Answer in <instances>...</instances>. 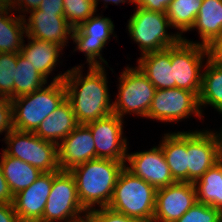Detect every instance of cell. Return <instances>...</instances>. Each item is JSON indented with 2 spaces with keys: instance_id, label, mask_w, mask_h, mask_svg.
Returning a JSON list of instances; mask_svg holds the SVG:
<instances>
[{
  "instance_id": "6da1fadb",
  "label": "cell",
  "mask_w": 222,
  "mask_h": 222,
  "mask_svg": "<svg viewBox=\"0 0 222 222\" xmlns=\"http://www.w3.org/2000/svg\"><path fill=\"white\" fill-rule=\"evenodd\" d=\"M83 66L72 67L63 79L66 99L71 103L79 124H87L113 113L107 69L105 66L88 67L83 75Z\"/></svg>"
},
{
  "instance_id": "7a4b0ae2",
  "label": "cell",
  "mask_w": 222,
  "mask_h": 222,
  "mask_svg": "<svg viewBox=\"0 0 222 222\" xmlns=\"http://www.w3.org/2000/svg\"><path fill=\"white\" fill-rule=\"evenodd\" d=\"M124 167V162L97 158L69 170L75 178L78 197L86 211L109 205Z\"/></svg>"
},
{
  "instance_id": "3957f363",
  "label": "cell",
  "mask_w": 222,
  "mask_h": 222,
  "mask_svg": "<svg viewBox=\"0 0 222 222\" xmlns=\"http://www.w3.org/2000/svg\"><path fill=\"white\" fill-rule=\"evenodd\" d=\"M59 73L44 87L11 100L13 129L34 132L46 117L66 99L64 77Z\"/></svg>"
},
{
  "instance_id": "277c9868",
  "label": "cell",
  "mask_w": 222,
  "mask_h": 222,
  "mask_svg": "<svg viewBox=\"0 0 222 222\" xmlns=\"http://www.w3.org/2000/svg\"><path fill=\"white\" fill-rule=\"evenodd\" d=\"M157 189L125 167L120 172L114 187L112 199L107 206L140 222H152Z\"/></svg>"
},
{
  "instance_id": "5b68a950",
  "label": "cell",
  "mask_w": 222,
  "mask_h": 222,
  "mask_svg": "<svg viewBox=\"0 0 222 222\" xmlns=\"http://www.w3.org/2000/svg\"><path fill=\"white\" fill-rule=\"evenodd\" d=\"M133 15L127 21L130 38L139 46L141 55L174 46L182 38L172 29L166 13L134 8Z\"/></svg>"
},
{
  "instance_id": "8992f818",
  "label": "cell",
  "mask_w": 222,
  "mask_h": 222,
  "mask_svg": "<svg viewBox=\"0 0 222 222\" xmlns=\"http://www.w3.org/2000/svg\"><path fill=\"white\" fill-rule=\"evenodd\" d=\"M118 94L113 101V113L125 120V115L147 118L156 89L137 66L127 65L117 78Z\"/></svg>"
},
{
  "instance_id": "52a82bcc",
  "label": "cell",
  "mask_w": 222,
  "mask_h": 222,
  "mask_svg": "<svg viewBox=\"0 0 222 222\" xmlns=\"http://www.w3.org/2000/svg\"><path fill=\"white\" fill-rule=\"evenodd\" d=\"M3 140L7 145L2 151L34 166L42 173L60 171L57 145L45 141L34 132L11 129Z\"/></svg>"
},
{
  "instance_id": "ba28073f",
  "label": "cell",
  "mask_w": 222,
  "mask_h": 222,
  "mask_svg": "<svg viewBox=\"0 0 222 222\" xmlns=\"http://www.w3.org/2000/svg\"><path fill=\"white\" fill-rule=\"evenodd\" d=\"M86 213L74 176L69 171H53L52 188L39 222H85Z\"/></svg>"
},
{
  "instance_id": "9c48e42d",
  "label": "cell",
  "mask_w": 222,
  "mask_h": 222,
  "mask_svg": "<svg viewBox=\"0 0 222 222\" xmlns=\"http://www.w3.org/2000/svg\"><path fill=\"white\" fill-rule=\"evenodd\" d=\"M209 57L207 46L199 43H190L181 39L171 46L173 88L194 92L199 97L204 63Z\"/></svg>"
},
{
  "instance_id": "30bf717a",
  "label": "cell",
  "mask_w": 222,
  "mask_h": 222,
  "mask_svg": "<svg viewBox=\"0 0 222 222\" xmlns=\"http://www.w3.org/2000/svg\"><path fill=\"white\" fill-rule=\"evenodd\" d=\"M114 28L115 25L111 18L103 17L102 14L101 16L98 14L92 15L78 27L73 28L71 40L76 45L73 52L79 50V52L85 54L87 67H102L105 65L109 67L108 62L102 56V50L109 43L111 35L117 38Z\"/></svg>"
},
{
  "instance_id": "8fae6325",
  "label": "cell",
  "mask_w": 222,
  "mask_h": 222,
  "mask_svg": "<svg viewBox=\"0 0 222 222\" xmlns=\"http://www.w3.org/2000/svg\"><path fill=\"white\" fill-rule=\"evenodd\" d=\"M204 120L199 106V97L180 88L157 89L149 112L148 119L159 122L178 123L191 116Z\"/></svg>"
},
{
  "instance_id": "7c38bea8",
  "label": "cell",
  "mask_w": 222,
  "mask_h": 222,
  "mask_svg": "<svg viewBox=\"0 0 222 222\" xmlns=\"http://www.w3.org/2000/svg\"><path fill=\"white\" fill-rule=\"evenodd\" d=\"M125 121L116 114L88 122L97 158L126 162L129 141L123 136Z\"/></svg>"
},
{
  "instance_id": "4fadbf2b",
  "label": "cell",
  "mask_w": 222,
  "mask_h": 222,
  "mask_svg": "<svg viewBox=\"0 0 222 222\" xmlns=\"http://www.w3.org/2000/svg\"><path fill=\"white\" fill-rule=\"evenodd\" d=\"M187 131L188 182L195 183L221 160L219 142L212 129Z\"/></svg>"
},
{
  "instance_id": "5bb4252c",
  "label": "cell",
  "mask_w": 222,
  "mask_h": 222,
  "mask_svg": "<svg viewBox=\"0 0 222 222\" xmlns=\"http://www.w3.org/2000/svg\"><path fill=\"white\" fill-rule=\"evenodd\" d=\"M125 168L156 189L176 182L159 145L145 151L127 152Z\"/></svg>"
},
{
  "instance_id": "9a60e30c",
  "label": "cell",
  "mask_w": 222,
  "mask_h": 222,
  "mask_svg": "<svg viewBox=\"0 0 222 222\" xmlns=\"http://www.w3.org/2000/svg\"><path fill=\"white\" fill-rule=\"evenodd\" d=\"M197 203L194 183L175 182L157 189L152 222H175Z\"/></svg>"
},
{
  "instance_id": "2e32d148",
  "label": "cell",
  "mask_w": 222,
  "mask_h": 222,
  "mask_svg": "<svg viewBox=\"0 0 222 222\" xmlns=\"http://www.w3.org/2000/svg\"><path fill=\"white\" fill-rule=\"evenodd\" d=\"M28 15L27 19L24 17L27 36L45 40L63 48L68 46V40L72 38L73 28L67 23L64 16L42 12L38 9L30 11Z\"/></svg>"
},
{
  "instance_id": "e0dca14e",
  "label": "cell",
  "mask_w": 222,
  "mask_h": 222,
  "mask_svg": "<svg viewBox=\"0 0 222 222\" xmlns=\"http://www.w3.org/2000/svg\"><path fill=\"white\" fill-rule=\"evenodd\" d=\"M57 151L61 171H69L79 164L97 159L95 142L86 124H79L57 145Z\"/></svg>"
},
{
  "instance_id": "ac0fdd59",
  "label": "cell",
  "mask_w": 222,
  "mask_h": 222,
  "mask_svg": "<svg viewBox=\"0 0 222 222\" xmlns=\"http://www.w3.org/2000/svg\"><path fill=\"white\" fill-rule=\"evenodd\" d=\"M53 183V172L42 173L28 188L14 195V208L20 222H39L42 219Z\"/></svg>"
},
{
  "instance_id": "d6986e66",
  "label": "cell",
  "mask_w": 222,
  "mask_h": 222,
  "mask_svg": "<svg viewBox=\"0 0 222 222\" xmlns=\"http://www.w3.org/2000/svg\"><path fill=\"white\" fill-rule=\"evenodd\" d=\"M78 125L71 103L65 99L51 115L44 119L34 133L41 139L58 145Z\"/></svg>"
},
{
  "instance_id": "ffe728a7",
  "label": "cell",
  "mask_w": 222,
  "mask_h": 222,
  "mask_svg": "<svg viewBox=\"0 0 222 222\" xmlns=\"http://www.w3.org/2000/svg\"><path fill=\"white\" fill-rule=\"evenodd\" d=\"M25 37L28 38V43L23 42L20 53L49 82V76L56 70V66L60 62L59 58L63 56V47L27 35Z\"/></svg>"
},
{
  "instance_id": "44dd1931",
  "label": "cell",
  "mask_w": 222,
  "mask_h": 222,
  "mask_svg": "<svg viewBox=\"0 0 222 222\" xmlns=\"http://www.w3.org/2000/svg\"><path fill=\"white\" fill-rule=\"evenodd\" d=\"M159 142L176 182H188L187 131L164 133Z\"/></svg>"
},
{
  "instance_id": "7402d4cb",
  "label": "cell",
  "mask_w": 222,
  "mask_h": 222,
  "mask_svg": "<svg viewBox=\"0 0 222 222\" xmlns=\"http://www.w3.org/2000/svg\"><path fill=\"white\" fill-rule=\"evenodd\" d=\"M137 67L153 84L155 89L173 88L171 47L140 55Z\"/></svg>"
},
{
  "instance_id": "603a6c76",
  "label": "cell",
  "mask_w": 222,
  "mask_h": 222,
  "mask_svg": "<svg viewBox=\"0 0 222 222\" xmlns=\"http://www.w3.org/2000/svg\"><path fill=\"white\" fill-rule=\"evenodd\" d=\"M222 29V0H203L195 23L190 31L196 30L200 41H192L185 36L186 42L209 46L220 34Z\"/></svg>"
},
{
  "instance_id": "cb8c5ba5",
  "label": "cell",
  "mask_w": 222,
  "mask_h": 222,
  "mask_svg": "<svg viewBox=\"0 0 222 222\" xmlns=\"http://www.w3.org/2000/svg\"><path fill=\"white\" fill-rule=\"evenodd\" d=\"M222 114V60L210 58L202 72V87L199 95V106L202 115L207 106Z\"/></svg>"
},
{
  "instance_id": "d4e9b609",
  "label": "cell",
  "mask_w": 222,
  "mask_h": 222,
  "mask_svg": "<svg viewBox=\"0 0 222 222\" xmlns=\"http://www.w3.org/2000/svg\"><path fill=\"white\" fill-rule=\"evenodd\" d=\"M0 165L13 195L31 186L42 174L34 166L19 158L10 157L3 151L0 157Z\"/></svg>"
},
{
  "instance_id": "484cf974",
  "label": "cell",
  "mask_w": 222,
  "mask_h": 222,
  "mask_svg": "<svg viewBox=\"0 0 222 222\" xmlns=\"http://www.w3.org/2000/svg\"><path fill=\"white\" fill-rule=\"evenodd\" d=\"M194 186L198 203L222 212V159L198 179Z\"/></svg>"
},
{
  "instance_id": "4316f807",
  "label": "cell",
  "mask_w": 222,
  "mask_h": 222,
  "mask_svg": "<svg viewBox=\"0 0 222 222\" xmlns=\"http://www.w3.org/2000/svg\"><path fill=\"white\" fill-rule=\"evenodd\" d=\"M25 36L23 17L13 10L6 16L0 17V53H20Z\"/></svg>"
},
{
  "instance_id": "83f0119b",
  "label": "cell",
  "mask_w": 222,
  "mask_h": 222,
  "mask_svg": "<svg viewBox=\"0 0 222 222\" xmlns=\"http://www.w3.org/2000/svg\"><path fill=\"white\" fill-rule=\"evenodd\" d=\"M203 0H173L166 12L173 29L178 30V35L183 38L190 32L199 13Z\"/></svg>"
},
{
  "instance_id": "f1b7e54d",
  "label": "cell",
  "mask_w": 222,
  "mask_h": 222,
  "mask_svg": "<svg viewBox=\"0 0 222 222\" xmlns=\"http://www.w3.org/2000/svg\"><path fill=\"white\" fill-rule=\"evenodd\" d=\"M13 80L14 98L33 93L49 83L21 53H17V65Z\"/></svg>"
},
{
  "instance_id": "f546056e",
  "label": "cell",
  "mask_w": 222,
  "mask_h": 222,
  "mask_svg": "<svg viewBox=\"0 0 222 222\" xmlns=\"http://www.w3.org/2000/svg\"><path fill=\"white\" fill-rule=\"evenodd\" d=\"M64 17L67 23L76 28L97 13L96 0H63Z\"/></svg>"
},
{
  "instance_id": "4dcf8cb0",
  "label": "cell",
  "mask_w": 222,
  "mask_h": 222,
  "mask_svg": "<svg viewBox=\"0 0 222 222\" xmlns=\"http://www.w3.org/2000/svg\"><path fill=\"white\" fill-rule=\"evenodd\" d=\"M17 53H0V97L14 99Z\"/></svg>"
},
{
  "instance_id": "1f68e13d",
  "label": "cell",
  "mask_w": 222,
  "mask_h": 222,
  "mask_svg": "<svg viewBox=\"0 0 222 222\" xmlns=\"http://www.w3.org/2000/svg\"><path fill=\"white\" fill-rule=\"evenodd\" d=\"M175 222H222V212L197 202Z\"/></svg>"
},
{
  "instance_id": "d6a6232c",
  "label": "cell",
  "mask_w": 222,
  "mask_h": 222,
  "mask_svg": "<svg viewBox=\"0 0 222 222\" xmlns=\"http://www.w3.org/2000/svg\"><path fill=\"white\" fill-rule=\"evenodd\" d=\"M85 222H140L108 207L87 211Z\"/></svg>"
},
{
  "instance_id": "836d02e7",
  "label": "cell",
  "mask_w": 222,
  "mask_h": 222,
  "mask_svg": "<svg viewBox=\"0 0 222 222\" xmlns=\"http://www.w3.org/2000/svg\"><path fill=\"white\" fill-rule=\"evenodd\" d=\"M12 128L11 99L0 97V134L6 135Z\"/></svg>"
},
{
  "instance_id": "e575fe53",
  "label": "cell",
  "mask_w": 222,
  "mask_h": 222,
  "mask_svg": "<svg viewBox=\"0 0 222 222\" xmlns=\"http://www.w3.org/2000/svg\"><path fill=\"white\" fill-rule=\"evenodd\" d=\"M172 1L173 0H133L132 4L148 11L166 13Z\"/></svg>"
},
{
  "instance_id": "d590c367",
  "label": "cell",
  "mask_w": 222,
  "mask_h": 222,
  "mask_svg": "<svg viewBox=\"0 0 222 222\" xmlns=\"http://www.w3.org/2000/svg\"><path fill=\"white\" fill-rule=\"evenodd\" d=\"M41 2L42 0H12L11 9L24 18L30 11L38 9Z\"/></svg>"
},
{
  "instance_id": "8d00e7d4",
  "label": "cell",
  "mask_w": 222,
  "mask_h": 222,
  "mask_svg": "<svg viewBox=\"0 0 222 222\" xmlns=\"http://www.w3.org/2000/svg\"><path fill=\"white\" fill-rule=\"evenodd\" d=\"M38 10L64 16L63 0H42Z\"/></svg>"
},
{
  "instance_id": "74e56055",
  "label": "cell",
  "mask_w": 222,
  "mask_h": 222,
  "mask_svg": "<svg viewBox=\"0 0 222 222\" xmlns=\"http://www.w3.org/2000/svg\"><path fill=\"white\" fill-rule=\"evenodd\" d=\"M0 222H20L13 204L0 203Z\"/></svg>"
},
{
  "instance_id": "f35d334b",
  "label": "cell",
  "mask_w": 222,
  "mask_h": 222,
  "mask_svg": "<svg viewBox=\"0 0 222 222\" xmlns=\"http://www.w3.org/2000/svg\"><path fill=\"white\" fill-rule=\"evenodd\" d=\"M14 195L9 189L8 183L3 175V170L0 165V203L13 204Z\"/></svg>"
},
{
  "instance_id": "ab89813d",
  "label": "cell",
  "mask_w": 222,
  "mask_h": 222,
  "mask_svg": "<svg viewBox=\"0 0 222 222\" xmlns=\"http://www.w3.org/2000/svg\"><path fill=\"white\" fill-rule=\"evenodd\" d=\"M207 48L210 58L222 60V29L220 34Z\"/></svg>"
},
{
  "instance_id": "60d3db41",
  "label": "cell",
  "mask_w": 222,
  "mask_h": 222,
  "mask_svg": "<svg viewBox=\"0 0 222 222\" xmlns=\"http://www.w3.org/2000/svg\"><path fill=\"white\" fill-rule=\"evenodd\" d=\"M102 1L104 4L105 9L107 8V4H115L118 5L120 3L124 4V3H128V4H132L133 0H96V8L98 9V4H100L99 2Z\"/></svg>"
},
{
  "instance_id": "b9f144b4",
  "label": "cell",
  "mask_w": 222,
  "mask_h": 222,
  "mask_svg": "<svg viewBox=\"0 0 222 222\" xmlns=\"http://www.w3.org/2000/svg\"><path fill=\"white\" fill-rule=\"evenodd\" d=\"M10 11L12 9L7 3H0V17L6 16Z\"/></svg>"
},
{
  "instance_id": "7bdbcfd3",
  "label": "cell",
  "mask_w": 222,
  "mask_h": 222,
  "mask_svg": "<svg viewBox=\"0 0 222 222\" xmlns=\"http://www.w3.org/2000/svg\"><path fill=\"white\" fill-rule=\"evenodd\" d=\"M222 115V114H220ZM222 126V125H221ZM217 135L218 142H219V151H220V158L222 159V127H220L219 131H214Z\"/></svg>"
},
{
  "instance_id": "ee69618b",
  "label": "cell",
  "mask_w": 222,
  "mask_h": 222,
  "mask_svg": "<svg viewBox=\"0 0 222 222\" xmlns=\"http://www.w3.org/2000/svg\"><path fill=\"white\" fill-rule=\"evenodd\" d=\"M0 3H7L10 7L12 6V0H0Z\"/></svg>"
}]
</instances>
